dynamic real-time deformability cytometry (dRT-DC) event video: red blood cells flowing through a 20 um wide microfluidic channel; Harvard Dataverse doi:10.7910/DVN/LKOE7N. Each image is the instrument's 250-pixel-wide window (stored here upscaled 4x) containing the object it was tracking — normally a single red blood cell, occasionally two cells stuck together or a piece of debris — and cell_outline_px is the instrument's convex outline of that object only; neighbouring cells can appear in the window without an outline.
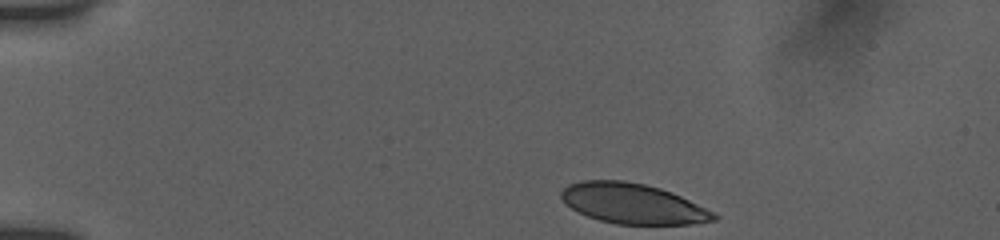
{"species": "human", "species_latin": "Homo sapiens", "temperature_condition": "room temperature", "stored_images_in_passage": 3, "camera_frame_rate_fps": 3000, "um_per_image_px": 0.085, "donor": {"sex": "female"}, "frame": {"image": 1, "passage_image": 1, "time_ms": 0.0, "image_size_px": [1000, 240], "cell_outline_px": [[720, 216], [716, 220], [692, 224], [616, 224], [600, 220], [576, 212], [564, 204], [560, 196], [560, 192], [568, 184], [580, 180], [624, 180], [644, 184], [660, 188], [672, 192]], "centroid_in_image_um": [53.72, 17.3], "position_along_channel_um": 31.3, "area_um2": 35.84}}